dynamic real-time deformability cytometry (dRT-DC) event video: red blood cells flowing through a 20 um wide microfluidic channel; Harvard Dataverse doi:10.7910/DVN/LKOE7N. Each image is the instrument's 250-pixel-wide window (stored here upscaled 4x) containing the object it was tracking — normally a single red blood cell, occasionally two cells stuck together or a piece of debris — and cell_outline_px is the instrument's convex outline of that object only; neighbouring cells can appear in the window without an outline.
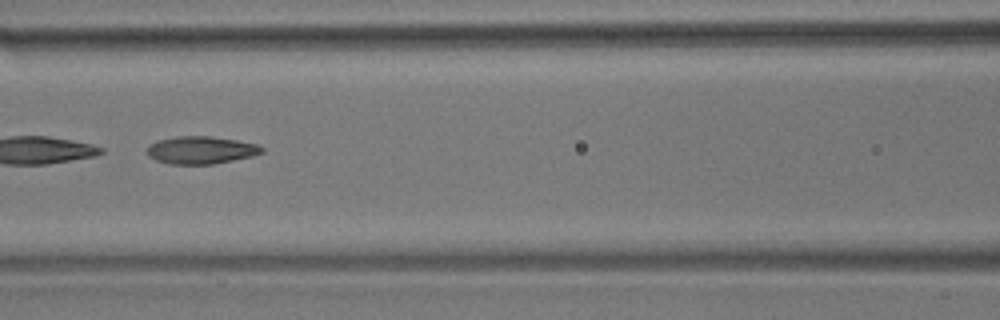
{"species": "common noctule bat (a hibernating species)", "species_latin": "Nyctalus noctula", "temperature_condition": "room temperature", "stored_images_in_passage": 53, "camera_frame_rate_fps": 3000, "um_per_image_px": 0.085, "animal": {"sex": "male", "body_mass_g": 17.9}, "frame": {"image": 1, "passage_image": 23, "time_ms": 7.333, "image_size_px": [1000, 320], "cell_outline_px": [[264, 152], [252, 156], [212, 164], [168, 164], [156, 160], [148, 156], [148, 144], [160, 140], [176, 136], [208, 136], [236, 140], [256, 144], [264, 148]], "centroid_in_image_um": [17.07, 12.76], "position_along_channel_um": 149.5, "area_um2": 18.32}, "authors_computed_cell_mechanics": {"area_um2": 20.9814, "velocity_mm_per_s": 3.578, "shape_relaxation_time_tau1_ms": 11.0099, "shape_relaxation_time_tau2_ms": 3.4957, "deformation_change_tau1": 0.2318, "deformation_change_tau2": 0.117}}